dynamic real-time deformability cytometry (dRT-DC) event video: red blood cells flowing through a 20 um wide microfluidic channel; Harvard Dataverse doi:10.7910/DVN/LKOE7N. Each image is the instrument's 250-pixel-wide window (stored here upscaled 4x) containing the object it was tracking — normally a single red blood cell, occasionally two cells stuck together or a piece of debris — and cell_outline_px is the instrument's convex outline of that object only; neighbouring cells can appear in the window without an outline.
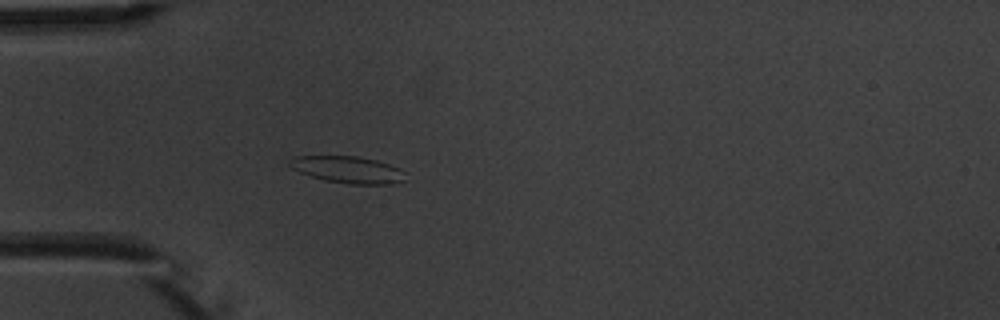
{"species": "common noctule bat (a hibernating species)", "species_latin": "Nyctalus noctula", "temperature_condition": "warm", "stored_images_in_passage": 4, "camera_frame_rate_fps": 3000, "um_per_image_px": 0.085, "animal": {"sex": "male", "body_mass_g": 20.1, "forearm_length_mm": 53.5}, "frame": {"image": 1, "passage_image": 4, "time_ms": 3.667, "image_size_px": [1000, 320], "cell_outline_px": [[408, 180], [392, 184], [348, 184], [324, 180], [300, 172], [292, 168], [288, 164], [288, 160], [296, 156], [356, 156], [376, 160], [400, 168], [408, 172]], "centroid_in_image_um": [29.65, 14.43], "position_along_channel_um": 55.4, "area_um2": 18.38}}